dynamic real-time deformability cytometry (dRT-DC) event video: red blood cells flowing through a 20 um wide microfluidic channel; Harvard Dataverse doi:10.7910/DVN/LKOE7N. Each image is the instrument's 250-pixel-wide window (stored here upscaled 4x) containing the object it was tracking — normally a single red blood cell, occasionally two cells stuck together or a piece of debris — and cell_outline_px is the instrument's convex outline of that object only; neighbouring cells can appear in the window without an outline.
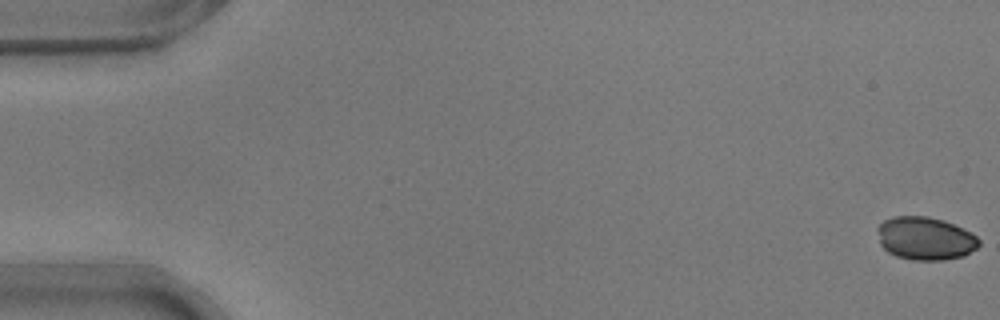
{"species": "common noctule bat (a hibernating species)", "species_latin": "Nyctalus noctula", "temperature_condition": "warm", "stored_images_in_passage": 55, "camera_frame_rate_fps": 3000, "um_per_image_px": 0.085, "animal": {"sex": "male", "body_mass_g": 17.9}, "frame": {"image": 1, "passage_image": 1, "time_ms": 0.0, "image_size_px": [1000, 320], "cell_outline_px": [[980, 244], [976, 248], [964, 256], [944, 260], [912, 260], [896, 256], [888, 252], [880, 244], [876, 228], [884, 220], [892, 216], [928, 216], [944, 220], [976, 236], [980, 240]], "centroid_in_image_um": [78.61, 20.27], "position_along_channel_um": 6.4, "area_um2": 25.49}}
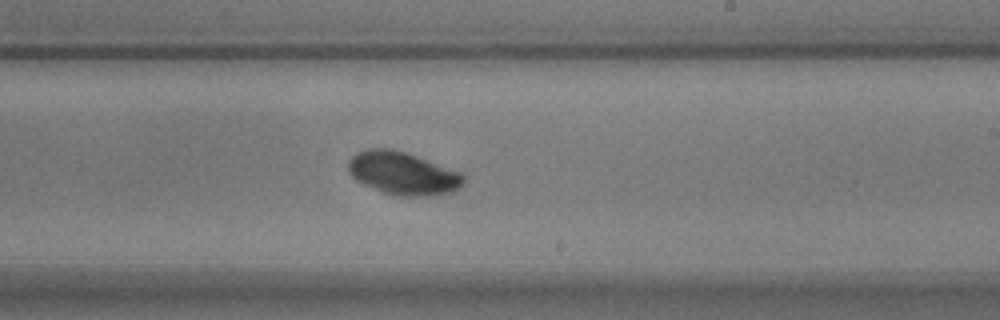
{"frame": {"image": 2, "passage_image": 33, "time_ms": 10.667, "image_size_px": [1000, 320], "cell_outline_px": [[464, 184], [452, 192], [432, 196], [392, 196], [364, 184], [356, 180], [348, 172], [348, 160], [356, 152], [368, 148], [392, 148], [416, 156], [460, 172], [464, 176]], "centroid_in_image_um": [34.22, 14.74], "position_along_channel_um": 254.8, "area_um2": 28.9}}
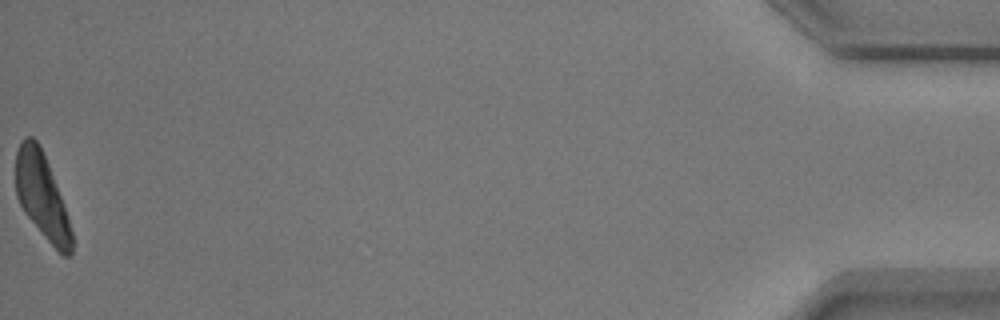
{"frame": {"image": 3, "passage_image": 55, "time_ms": 18.0, "image_size_px": [1000, 320], "cell_outline_px": [[72, 252], [68, 256], [64, 256], [48, 240], [24, 212], [16, 196], [16, 152], [20, 140], [24, 136], [32, 136], [36, 140], [48, 164], [60, 196], [72, 232]], "centroid_in_image_um": [3.52, 16.62], "position_along_channel_um": 431.7, "area_um2": 26.99}, "authors_computed_cell_mechanics": {"area_um2": 28.1486, "velocity_mm_per_s": 3.7412, "shape_relaxation_time_tau1_ms": 1.407, "shape_relaxation_time_tau2_ms": null, "deformation_change_tau1": 0.0375, "deformation_change_tau2": null}}